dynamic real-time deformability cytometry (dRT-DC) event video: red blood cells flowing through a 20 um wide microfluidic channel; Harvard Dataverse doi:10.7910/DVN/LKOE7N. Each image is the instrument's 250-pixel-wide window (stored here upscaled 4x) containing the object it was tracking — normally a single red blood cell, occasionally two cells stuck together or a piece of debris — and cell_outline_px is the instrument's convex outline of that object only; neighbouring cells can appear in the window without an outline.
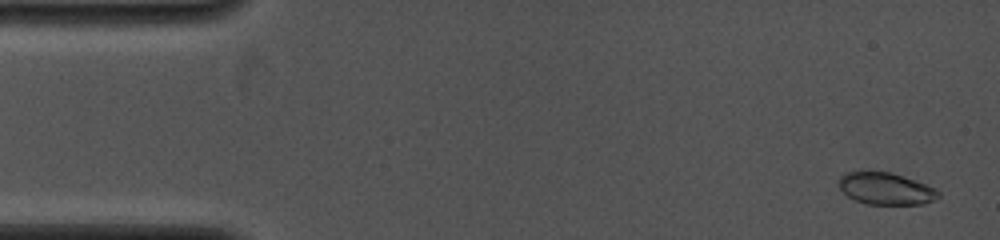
{"species": "common noctule bat (a hibernating species)", "species_latin": "Nyctalus noctula", "temperature_condition": "cold", "stored_images_in_passage": 39, "camera_frame_rate_fps": 4000, "um_per_image_px": 0.085, "animal": {"sex": "female", "body_mass_g": 19.0, "forearm_length_mm": 53.3}, "frame": {"image": 1, "passage_image": 2, "time_ms": 0.25, "image_size_px": [1000, 240], "cell_outline_px": [[940, 196], [924, 204], [868, 204], [856, 200], [848, 196], [836, 184], [836, 180], [844, 172], [892, 172], [904, 176], [936, 188], [940, 192]], "centroid_in_image_um": [75.27, 16.02], "position_along_channel_um": 9.7, "area_um2": 18.61}}
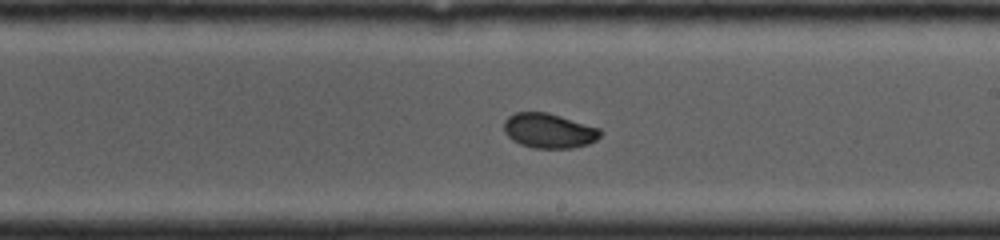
{"frame": {"image": 2, "passage_image": 25, "time_ms": 8.5, "image_size_px": [1000, 240], "cell_outline_px": [[604, 132], [596, 140], [588, 144], [572, 148], [532, 148], [520, 144], [512, 140], [504, 132], [504, 120], [508, 116], [516, 112], [548, 112], [600, 128]], "centroid_in_image_um": [46.66, 11.11], "position_along_channel_um": 242.3, "area_um2": 19.71}}
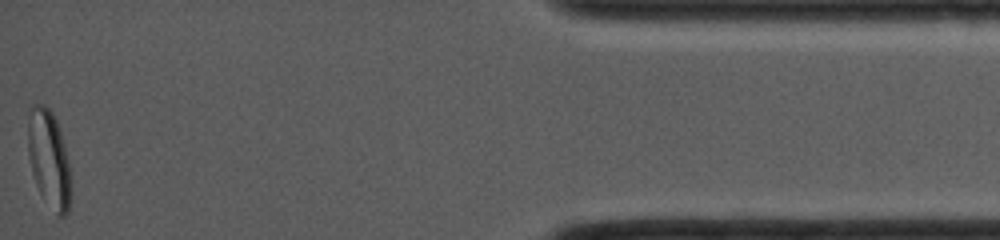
{"frame": {"image": 3, "passage_image": 39, "time_ms": 14.5, "image_size_px": [1000, 240], "cell_outline_px": [[72, 192], [68, 212], [64, 216], [56, 216], [40, 192], [36, 184], [32, 172], [28, 156], [28, 124], [32, 104], [44, 104], [52, 112], [56, 120], [64, 144], [68, 160]], "centroid_in_image_um": [4.17, 13.55], "position_along_channel_um": 431.0, "area_um2": 24.39}}